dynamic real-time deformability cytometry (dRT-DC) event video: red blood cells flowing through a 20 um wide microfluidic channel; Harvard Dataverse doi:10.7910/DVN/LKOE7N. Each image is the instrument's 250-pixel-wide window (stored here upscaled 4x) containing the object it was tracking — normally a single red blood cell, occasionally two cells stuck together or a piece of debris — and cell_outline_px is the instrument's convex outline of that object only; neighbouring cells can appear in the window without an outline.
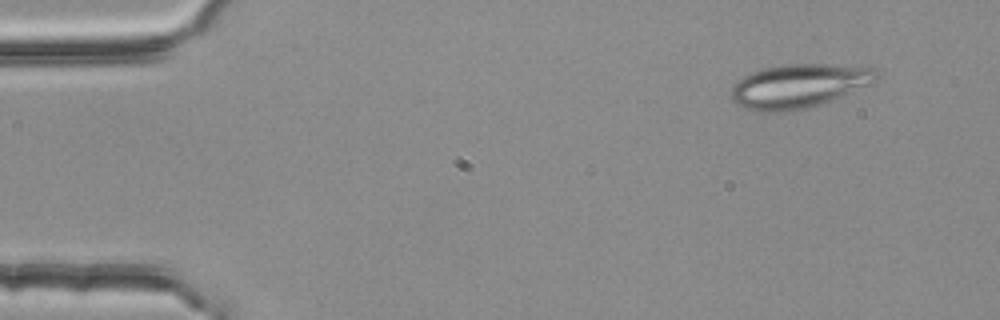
{"species": "common noctule bat (a hibernating species)", "species_latin": "Nyctalus noctula", "temperature_condition": "room temperature", "stored_images_in_passage": 4, "camera_frame_rate_fps": 3000, "um_per_image_px": 0.085, "animal": {"sex": "female", "body_mass_g": 25.1}, "frame": {"image": 1, "passage_image": 1, "time_ms": 0.0, "image_size_px": [1000, 320], "cell_outline_px": [[876, 84], [832, 100], [820, 104], [804, 108], [776, 112], [760, 112], [736, 104], [732, 100], [732, 84], [744, 76], [752, 72], [764, 68], [780, 64], [868, 64], [876, 68]], "centroid_in_image_um": [68.01, 7.27], "position_along_channel_um": 17.0, "area_um2": 37.8}}